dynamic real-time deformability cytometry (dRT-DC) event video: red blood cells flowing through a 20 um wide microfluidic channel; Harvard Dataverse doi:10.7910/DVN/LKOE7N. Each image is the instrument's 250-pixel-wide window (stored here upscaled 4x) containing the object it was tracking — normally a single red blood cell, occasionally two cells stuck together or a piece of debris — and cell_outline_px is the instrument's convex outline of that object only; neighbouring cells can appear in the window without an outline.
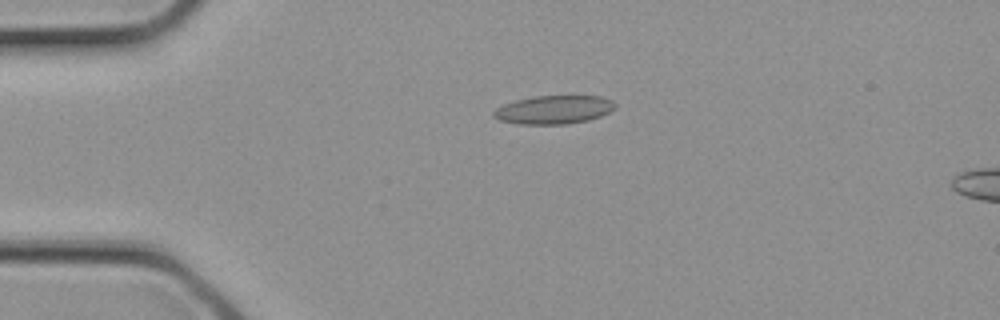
{"species": "common noctule bat (a hibernating species)", "species_latin": "Nyctalus noctula", "temperature_condition": "cold", "stored_images_in_passage": 2, "camera_frame_rate_fps": 3000, "um_per_image_px": 0.085, "animal": {"sex": "female", "body_mass_g": 21.9}, "frame": {"image": 1, "passage_image": 1, "time_ms": 0.0, "image_size_px": [1000, 320], "cell_outline_px": [[616, 108], [600, 116], [588, 120], [568, 124], [516, 124], [500, 120], [492, 116], [492, 112], [496, 108], [504, 104], [516, 100], [532, 96], [600, 96], [612, 100], [616, 104]], "centroid_in_image_um": [47.06, 9.32], "position_along_channel_um": 37.9, "area_um2": 20.23}}